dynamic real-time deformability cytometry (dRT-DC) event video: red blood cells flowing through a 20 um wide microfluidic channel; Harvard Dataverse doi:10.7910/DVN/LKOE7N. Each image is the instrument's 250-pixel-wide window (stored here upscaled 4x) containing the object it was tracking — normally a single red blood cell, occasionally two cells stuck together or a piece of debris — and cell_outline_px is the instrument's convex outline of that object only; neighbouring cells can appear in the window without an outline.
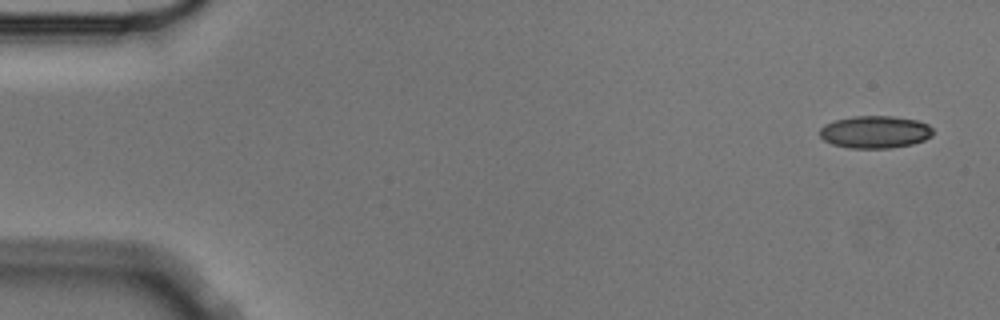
{"species": "Egyptian fruit bat (a non-hibernating species)", "species_latin": "Rousettus aegyptiacus", "temperature_condition": "cold", "stored_images_in_passage": 4, "camera_frame_rate_fps": 3000, "um_per_image_px": 0.085, "animal": {"sex": "male"}, "frame": {"image": 1, "passage_image": 1, "time_ms": 0.0, "image_size_px": [1000, 320], "cell_outline_px": [[932, 136], [924, 140], [912, 144], [888, 148], [848, 148], [832, 144], [824, 140], [820, 136], [820, 128], [824, 124], [836, 120], [852, 116], [892, 116], [916, 120], [928, 124], [932, 128]], "centroid_in_image_um": [74.37, 11.22], "position_along_channel_um": 10.6, "area_um2": 21.39}}
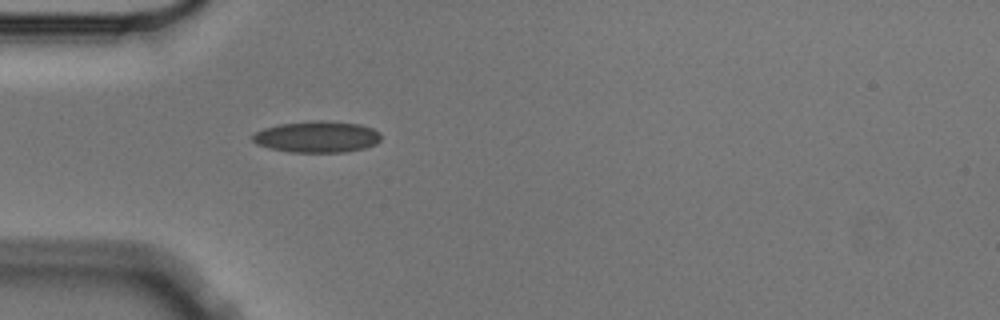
{"frame": {"image": 2, "passage_image": 4, "time_ms": 1.0, "image_size_px": [1000, 320], "cell_outline_px": [[380, 140], [376, 144], [364, 148], [344, 152], [288, 152], [268, 148], [256, 144], [252, 140], [252, 136], [256, 132], [264, 128], [280, 124], [308, 120], [324, 120], [360, 124], [372, 128], [380, 132]], "centroid_in_image_um": [26.94, 11.62], "position_along_channel_um": 58.1, "area_um2": 23.7}}